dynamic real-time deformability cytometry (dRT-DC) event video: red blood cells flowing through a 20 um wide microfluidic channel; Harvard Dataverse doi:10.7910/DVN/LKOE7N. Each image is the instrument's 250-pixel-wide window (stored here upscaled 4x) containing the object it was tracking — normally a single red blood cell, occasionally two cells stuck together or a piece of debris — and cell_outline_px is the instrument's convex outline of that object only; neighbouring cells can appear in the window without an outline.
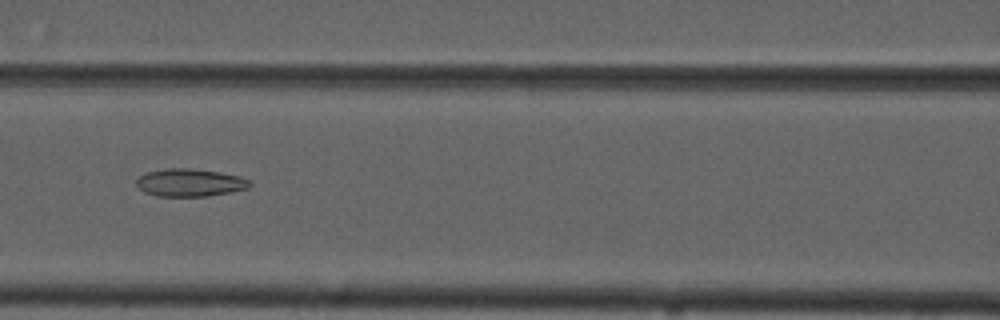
{"species": "common noctule bat (a hibernating species)", "species_latin": "Nyctalus noctula", "temperature_condition": "cold", "stored_images_in_passage": 10, "camera_frame_rate_fps": 3000, "um_per_image_px": 0.085, "animal": {"sex": "male", "forearm_length_mm": 52.5}, "frame": {"image": 1, "passage_image": 6, "time_ms": 7.0, "image_size_px": [1000, 320], "cell_outline_px": [[252, 184], [248, 188], [208, 196], [156, 196], [144, 192], [136, 184], [136, 180], [140, 176], [148, 172], [164, 168], [188, 168], [220, 172], [240, 176], [252, 180]], "centroid_in_image_um": [16.16, 15.52], "position_along_channel_um": 150.4, "area_um2": 18.32}}
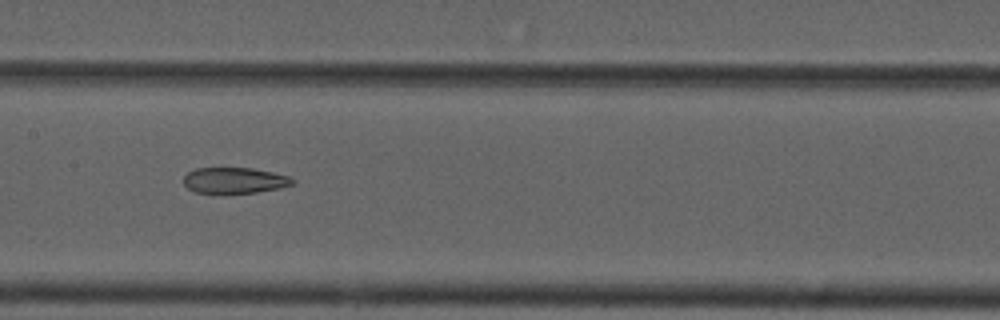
{"frame": {"image": 2, "passage_image": 7, "time_ms": 8.0, "image_size_px": [1000, 320], "cell_outline_px": [[296, 180], [292, 184], [280, 188], [256, 192], [196, 192], [188, 188], [184, 184], [184, 176], [188, 172], [196, 168], [252, 168], [272, 172], [288, 176]], "centroid_in_image_um": [19.94, 15.32], "position_along_channel_um": 187.5, "area_um2": 16.13}}
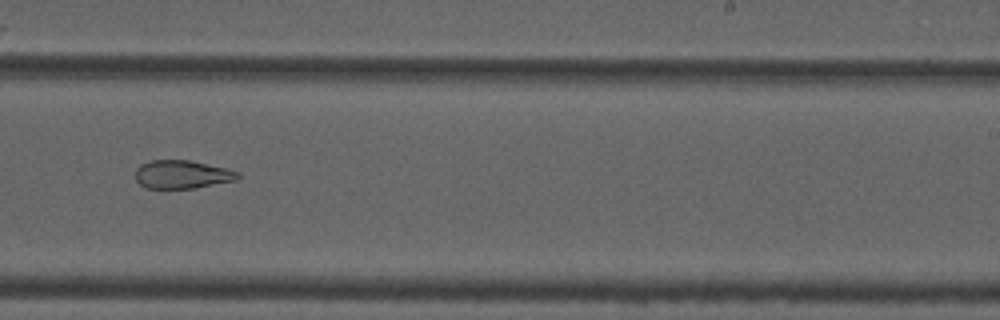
{"frame": {"image": 3, "passage_image": 9, "time_ms": 10.333, "image_size_px": [1000, 320], "cell_outline_px": [[240, 176], [236, 180], [196, 188], [148, 188], [140, 184], [136, 180], [136, 168], [140, 164], [152, 160], [188, 160], [224, 168], [240, 172]], "centroid_in_image_um": [15.47, 14.83], "position_along_channel_um": 273.5, "area_um2": 16.76}}